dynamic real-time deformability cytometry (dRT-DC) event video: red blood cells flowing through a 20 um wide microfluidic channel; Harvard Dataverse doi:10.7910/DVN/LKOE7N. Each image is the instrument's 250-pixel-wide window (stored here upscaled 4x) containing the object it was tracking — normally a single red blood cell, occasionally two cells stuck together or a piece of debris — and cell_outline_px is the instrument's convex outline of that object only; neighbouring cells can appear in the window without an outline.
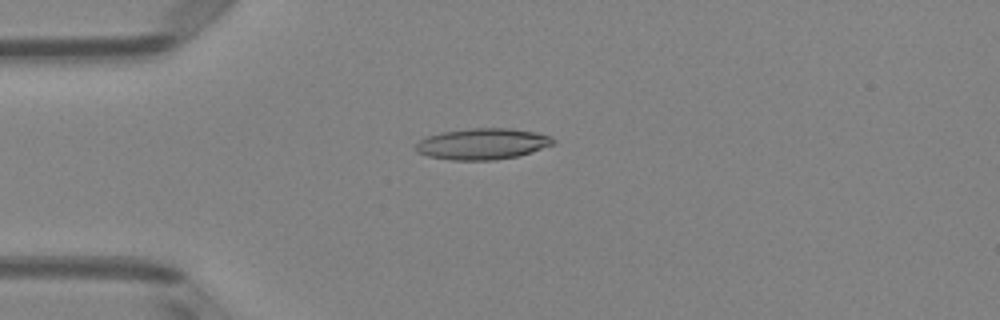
{"species": "Egyptian fruit bat (a non-hibernating species)", "species_latin": "Rousettus aegyptiacus", "temperature_condition": "room temperature", "stored_images_in_passage": 5, "camera_frame_rate_fps": 3000, "um_per_image_px": 0.085, "animal": {"sex": "female"}, "frame": {"image": 1, "passage_image": 2, "time_ms": 0.333, "image_size_px": [1000, 320], "cell_outline_px": [[556, 144], [532, 152], [516, 156], [492, 160], [452, 160], [428, 156], [416, 152], [416, 144], [420, 140], [428, 136], [440, 132], [472, 128], [512, 128], [536, 132], [552, 136], [556, 140]], "centroid_in_image_um": [41.06, 12.22], "position_along_channel_um": 43.9, "area_um2": 25.09}}
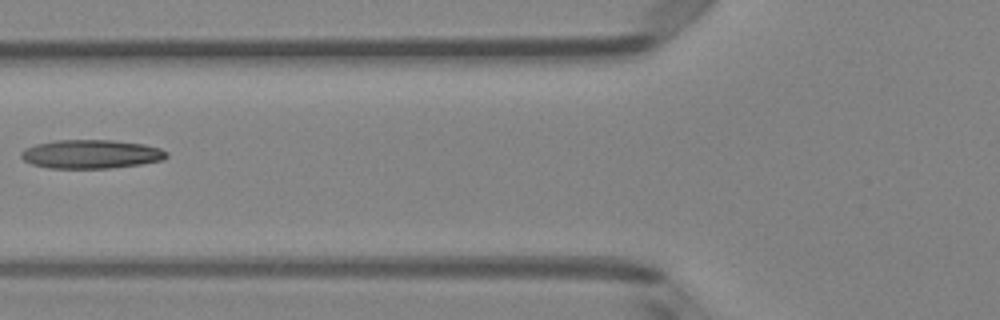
{"frame": {"image": 2, "passage_image": 4, "time_ms": 1.0, "image_size_px": [1000, 320], "cell_outline_px": [[168, 156], [164, 160], [140, 164], [112, 168], [48, 168], [32, 164], [24, 160], [20, 156], [20, 152], [24, 148], [36, 144], [56, 140], [112, 140], [144, 144], [160, 148], [168, 152]], "centroid_in_image_um": [7.74, 13.1], "position_along_channel_um": 118.1, "area_um2": 24.51}}
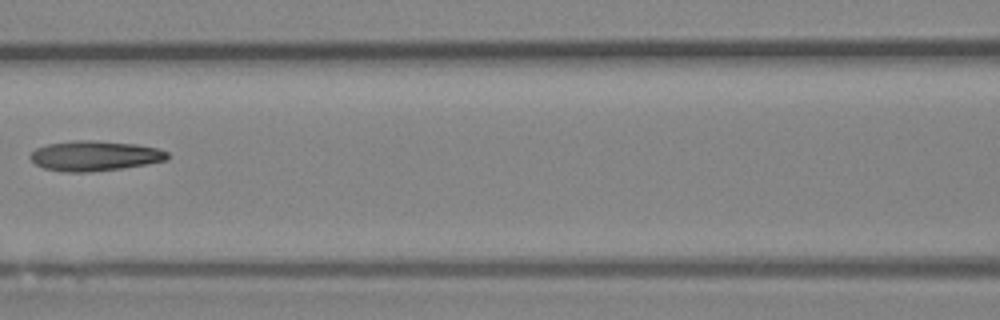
{"frame": {"image": 3, "passage_image": 5, "time_ms": 1.333, "image_size_px": [1000, 320], "cell_outline_px": [[168, 160], [148, 164], [120, 168], [88, 172], [64, 172], [44, 168], [36, 164], [28, 156], [36, 148], [48, 144], [72, 140], [96, 140], [136, 144], [160, 148], [168, 152]], "centroid_in_image_um": [8.07, 13.24], "position_along_channel_um": 158.5, "area_um2": 24.16}}